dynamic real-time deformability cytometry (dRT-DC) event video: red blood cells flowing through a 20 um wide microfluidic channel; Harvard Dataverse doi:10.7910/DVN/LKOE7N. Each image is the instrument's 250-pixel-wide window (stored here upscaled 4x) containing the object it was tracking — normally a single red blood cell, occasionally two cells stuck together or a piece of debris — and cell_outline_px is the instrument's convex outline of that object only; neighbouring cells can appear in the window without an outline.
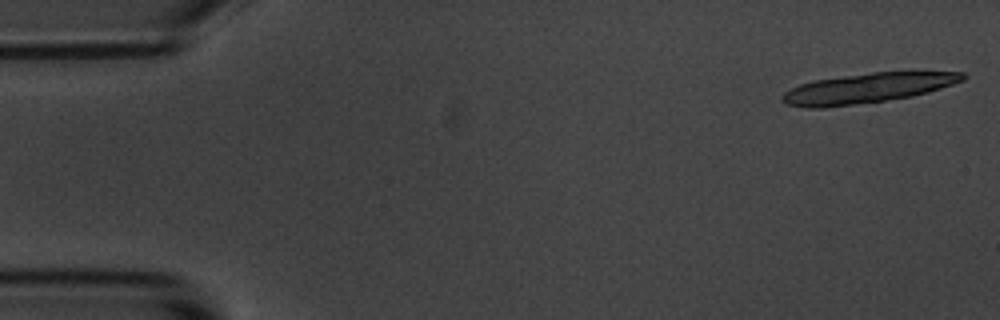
{"species": "common noctule bat (a hibernating species)", "species_latin": "Nyctalus noctula", "temperature_condition": "room temperature", "stored_images_in_passage": 6, "camera_frame_rate_fps": 3000, "um_per_image_px": 0.085, "animal": {"sex": "male", "body_mass_g": 20.1, "forearm_length_mm": 53.5}, "frame": {"image": 1, "passage_image": 1, "time_ms": 0.0, "image_size_px": [1000, 320], "cell_outline_px": [[968, 76], [964, 80], [928, 92], [912, 96], [884, 100], [820, 108], [808, 108], [788, 104], [780, 100], [780, 96], [784, 92], [800, 84], [812, 80], [872, 72], [964, 72]], "centroid_in_image_um": [73.71, 7.48], "position_along_channel_um": 11.3, "area_um2": 31.04}}